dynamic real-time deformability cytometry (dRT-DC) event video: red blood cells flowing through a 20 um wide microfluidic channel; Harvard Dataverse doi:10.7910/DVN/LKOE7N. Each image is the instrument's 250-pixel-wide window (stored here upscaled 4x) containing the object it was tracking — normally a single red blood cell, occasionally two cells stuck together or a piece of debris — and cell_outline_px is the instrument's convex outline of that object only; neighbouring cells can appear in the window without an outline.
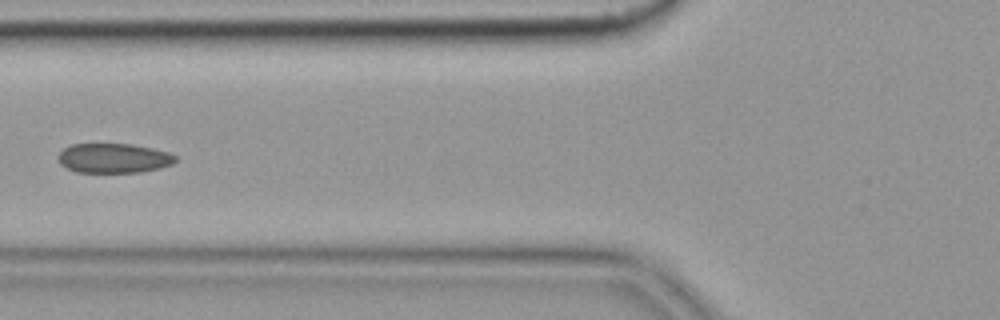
{"species": "common noctule bat (a hibernating species)", "species_latin": "Nyctalus noctula", "temperature_condition": "cold", "stored_images_in_passage": 9, "camera_frame_rate_fps": 3000, "um_per_image_px": 0.085, "animal": {"sex": "female", "body_mass_g": 19.9}, "frame": {"image": 1, "passage_image": 6, "time_ms": 1.667, "image_size_px": [1000, 320], "cell_outline_px": [[176, 160], [172, 164], [160, 168], [140, 172], [76, 172], [60, 164], [56, 156], [64, 148], [72, 144], [132, 144], [152, 148], [168, 152], [176, 156]], "centroid_in_image_um": [9.65, 13.44], "position_along_channel_um": 116.2, "area_um2": 20.23}}